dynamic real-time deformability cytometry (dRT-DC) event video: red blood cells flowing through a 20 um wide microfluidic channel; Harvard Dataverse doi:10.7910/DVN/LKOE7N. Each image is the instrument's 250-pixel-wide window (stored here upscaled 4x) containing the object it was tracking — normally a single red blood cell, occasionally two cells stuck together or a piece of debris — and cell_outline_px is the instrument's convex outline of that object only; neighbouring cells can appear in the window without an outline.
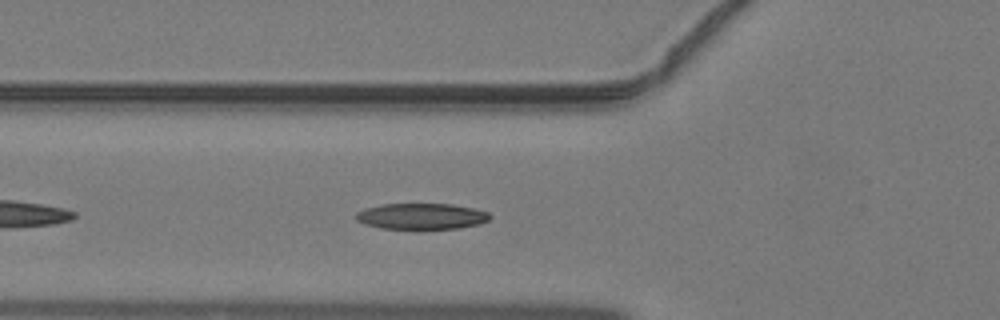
{"species": "common noctule bat (a hibernating species)", "species_latin": "Nyctalus noctula", "temperature_condition": "warm", "stored_images_in_passage": 33, "camera_frame_rate_fps": 3000, "um_per_image_px": 0.085, "animal": {"sex": "male", "body_mass_g": 19.2, "forearm_length_mm": 51.8}, "frame": {"image": 1, "passage_image": 5, "time_ms": 1.333, "image_size_px": [1000, 320], "cell_outline_px": [[492, 216], [488, 220], [480, 224], [460, 228], [380, 228], [364, 224], [356, 220], [356, 212], [380, 204], [452, 204], [472, 208], [488, 212]], "centroid_in_image_um": [35.84, 18.38], "position_along_channel_um": 90.0, "area_um2": 20.11}}
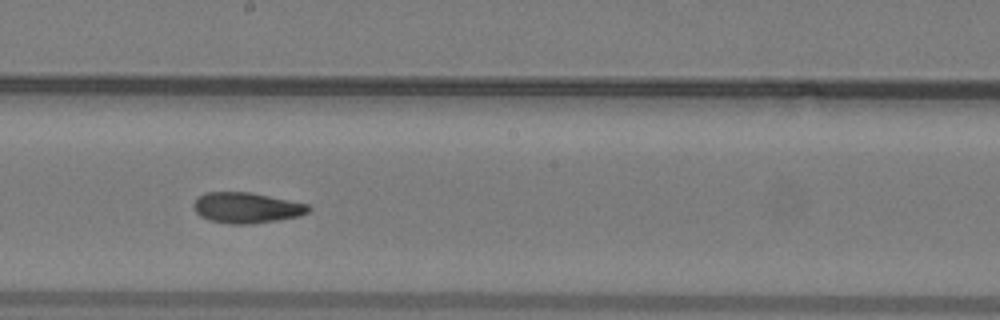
{"frame": {"image": 2, "passage_image": 14, "time_ms": 4.333, "image_size_px": [1000, 320], "cell_outline_px": [[312, 208], [308, 212], [300, 216], [252, 224], [228, 224], [208, 220], [200, 216], [196, 212], [192, 204], [204, 192], [248, 192], [308, 204]], "centroid_in_image_um": [20.94, 17.67], "position_along_channel_um": 227.3, "area_um2": 20.46}}
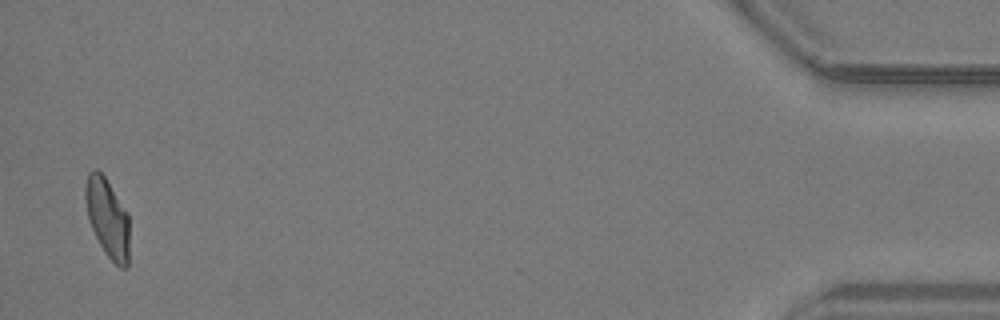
{"frame": {"image": 3, "passage_image": 33, "time_ms": 10.667, "image_size_px": [1000, 320], "cell_outline_px": [[128, 268], [120, 268], [104, 252], [88, 220], [84, 200], [84, 188], [88, 172], [92, 168], [96, 168], [104, 176], [128, 212]], "centroid_in_image_um": [9.11, 18.49], "position_along_channel_um": 426.1, "area_um2": 20.35}}